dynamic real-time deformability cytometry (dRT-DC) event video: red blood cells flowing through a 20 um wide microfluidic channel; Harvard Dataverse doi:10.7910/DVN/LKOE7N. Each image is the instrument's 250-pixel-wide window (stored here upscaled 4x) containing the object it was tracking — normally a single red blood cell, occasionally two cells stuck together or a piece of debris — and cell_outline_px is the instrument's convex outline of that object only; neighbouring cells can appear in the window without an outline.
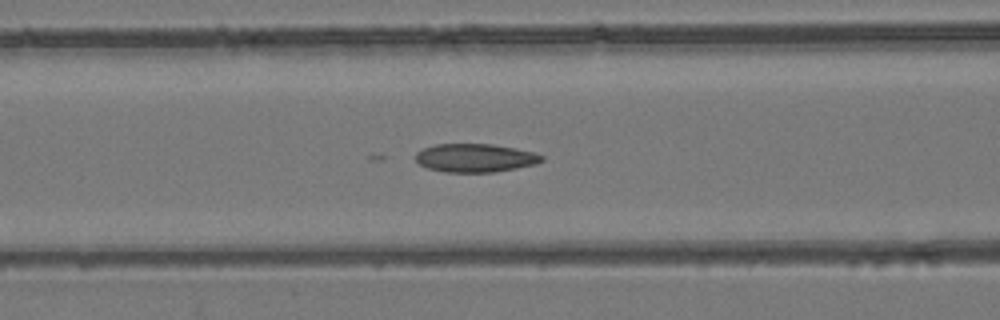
{"species": "common noctule bat (a hibernating species)", "species_latin": "Nyctalus noctula", "temperature_condition": "room temperature", "stored_images_in_passage": 53, "camera_frame_rate_fps": 3000, "um_per_image_px": 0.085, "animal": {"sex": "female", "body_mass_g": 24.6, "forearm_length_mm": 56.2}, "frame": {"image": 1, "passage_image": 22, "time_ms": 7.0, "image_size_px": [1000, 320], "cell_outline_px": [[544, 160], [536, 164], [516, 168], [492, 172], [444, 172], [428, 168], [420, 164], [416, 160], [416, 152], [424, 148], [436, 144], [492, 144], [516, 148], [532, 152], [544, 156]], "centroid_in_image_um": [40.4, 13.42], "position_along_channel_um": 126.2, "area_um2": 20.81}}
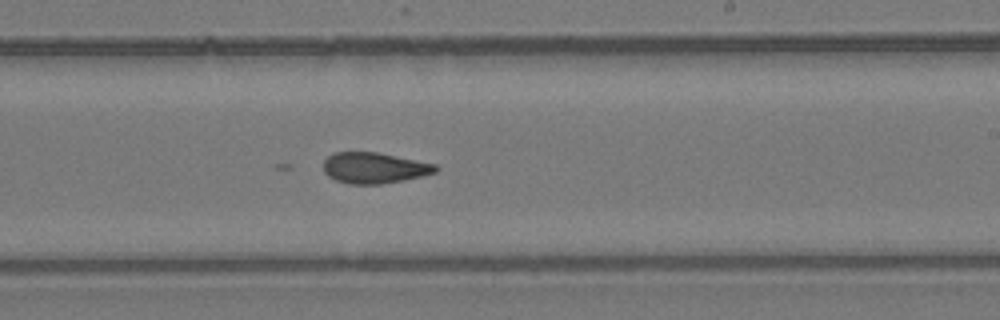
{"frame": {"image": 2, "passage_image": 32, "time_ms": 10.333, "image_size_px": [1000, 320], "cell_outline_px": [[440, 168], [436, 172], [404, 180], [380, 184], [348, 184], [336, 180], [328, 176], [324, 172], [324, 160], [332, 152], [376, 152], [436, 164]], "centroid_in_image_um": [31.8, 14.27], "position_along_channel_um": 257.2, "area_um2": 20.17}}
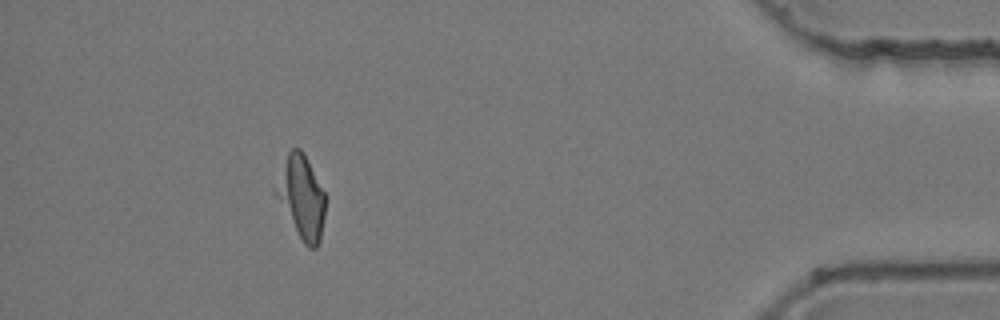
{"frame": {"image": 3, "passage_image": 48, "time_ms": 15.667, "image_size_px": [1000, 320], "cell_outline_px": [[328, 196], [320, 240], [316, 248], [308, 248], [304, 244], [272, 188], [288, 152], [292, 148], [300, 148]], "centroid_in_image_um": [25.66, 16.74], "position_along_channel_um": 409.5, "area_um2": 23.7}}